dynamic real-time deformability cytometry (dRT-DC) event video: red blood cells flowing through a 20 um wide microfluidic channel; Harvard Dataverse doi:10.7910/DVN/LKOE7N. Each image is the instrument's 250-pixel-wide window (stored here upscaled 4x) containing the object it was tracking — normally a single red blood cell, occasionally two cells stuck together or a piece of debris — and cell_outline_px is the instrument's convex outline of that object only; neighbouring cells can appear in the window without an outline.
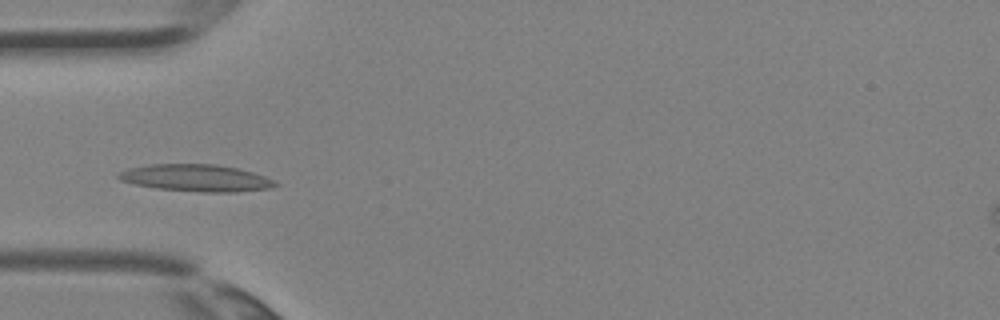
{"species": "Egyptian fruit bat (a non-hibernating species)", "species_latin": "Rousettus aegyptiacus", "temperature_condition": "room temperature", "stored_images_in_passage": 4, "camera_frame_rate_fps": 3000, "um_per_image_px": 0.085, "animal": {"sex": "female"}, "frame": {"image": 1, "passage_image": 4, "time_ms": 1.0, "image_size_px": [1000, 320], "cell_outline_px": [[280, 184], [272, 188], [236, 192], [204, 192], [156, 188], [136, 184], [120, 180], [116, 176], [120, 172], [128, 168], [148, 164], [216, 164], [236, 168], [252, 172], [264, 176]], "centroid_in_image_um": [16.67, 15.12], "position_along_channel_um": 68.3, "area_um2": 24.57}}